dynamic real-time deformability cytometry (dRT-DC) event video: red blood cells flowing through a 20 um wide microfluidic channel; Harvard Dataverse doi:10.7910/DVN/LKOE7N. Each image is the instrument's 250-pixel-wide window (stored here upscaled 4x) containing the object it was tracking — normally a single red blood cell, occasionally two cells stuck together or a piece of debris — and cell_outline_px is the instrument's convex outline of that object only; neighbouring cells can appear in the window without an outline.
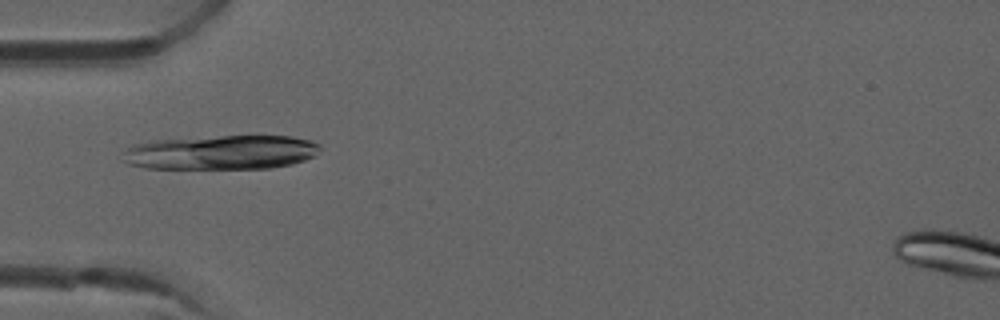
{"species": "common noctule bat (a hibernating species)", "species_latin": "Nyctalus noctula", "temperature_condition": "room temperature", "stored_images_in_passage": 5, "camera_frame_rate_fps": 3000, "um_per_image_px": 0.085, "animal": {"sex": "male", "forearm_length_mm": 52.5}, "frame": {"image": 1, "passage_image": 5, "time_ms": 1.333, "image_size_px": [1000, 320], "cell_outline_px": [[320, 148], [312, 156], [304, 160], [292, 164], [268, 168], [144, 168], [128, 164], [120, 160], [124, 152], [132, 144], [152, 140], [220, 136], [292, 136], [312, 140], [320, 144]], "centroid_in_image_um": [18.76, 12.94], "position_along_channel_um": 66.2, "area_um2": 39.54}}